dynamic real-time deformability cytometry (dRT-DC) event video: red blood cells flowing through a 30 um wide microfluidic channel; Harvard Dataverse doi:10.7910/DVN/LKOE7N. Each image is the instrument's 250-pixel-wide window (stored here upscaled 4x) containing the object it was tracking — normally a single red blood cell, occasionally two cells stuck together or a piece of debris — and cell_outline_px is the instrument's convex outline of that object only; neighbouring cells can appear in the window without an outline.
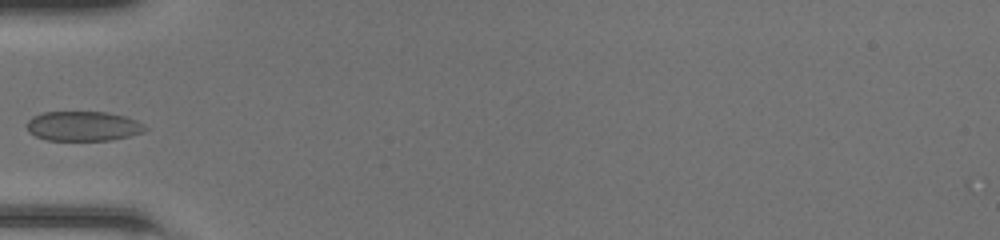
{"species": "common noctule bat (a hibernating species)", "species_latin": "Nyctalus noctula", "temperature_condition": "room temperature", "stored_images_in_passage": 32, "camera_frame_rate_fps": 3000, "um_per_image_px": 0.085, "animal": {"sex": "female", "body_mass_g": 20.0, "forearm_length_mm": 54.0}, "frame": {"image": 1, "passage_image": 1, "time_ms": 0.0, "image_size_px": [1000, 240], "cell_outline_px": [[148, 128], [144, 132], [128, 136], [108, 140], [48, 140], [36, 136], [28, 132], [24, 124], [32, 116], [44, 112], [108, 112], [124, 116], [136, 120], [144, 124]], "centroid_in_image_um": [7.04, 10.71], "position_along_channel_um": 78.0, "area_um2": 20.58}}
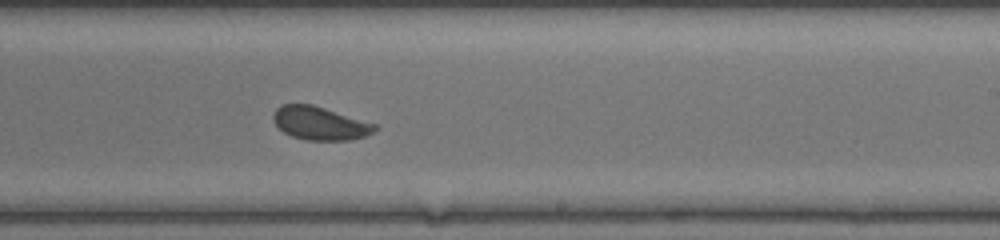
{"frame": {"image": 2, "passage_image": 14, "time_ms": 4.333, "image_size_px": [1000, 240], "cell_outline_px": [[376, 128], [372, 132], [364, 136], [352, 140], [308, 140], [292, 136], [284, 132], [272, 120], [272, 116], [276, 108], [280, 104], [312, 104], [376, 124]], "centroid_in_image_um": [27.16, 10.47], "position_along_channel_um": 261.8, "area_um2": 19.54}}
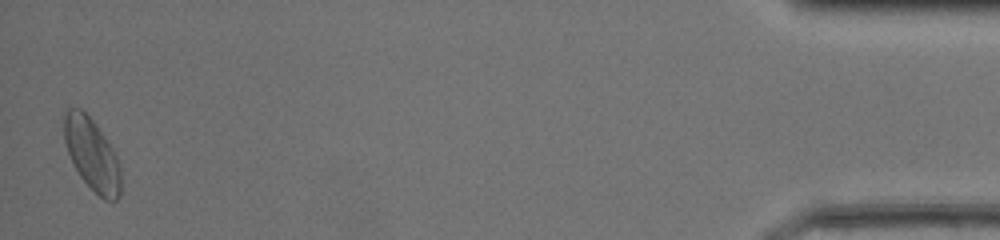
{"frame": {"image": 3, "passage_image": 32, "time_ms": 10.333, "image_size_px": [1000, 240], "cell_outline_px": [[120, 196], [116, 200], [104, 200], [80, 176], [68, 152], [64, 140], [64, 112], [68, 108], [80, 108], [96, 124], [112, 148], [120, 164]], "centroid_in_image_um": [7.82, 13.11], "position_along_channel_um": 427.4, "area_um2": 23.41}}